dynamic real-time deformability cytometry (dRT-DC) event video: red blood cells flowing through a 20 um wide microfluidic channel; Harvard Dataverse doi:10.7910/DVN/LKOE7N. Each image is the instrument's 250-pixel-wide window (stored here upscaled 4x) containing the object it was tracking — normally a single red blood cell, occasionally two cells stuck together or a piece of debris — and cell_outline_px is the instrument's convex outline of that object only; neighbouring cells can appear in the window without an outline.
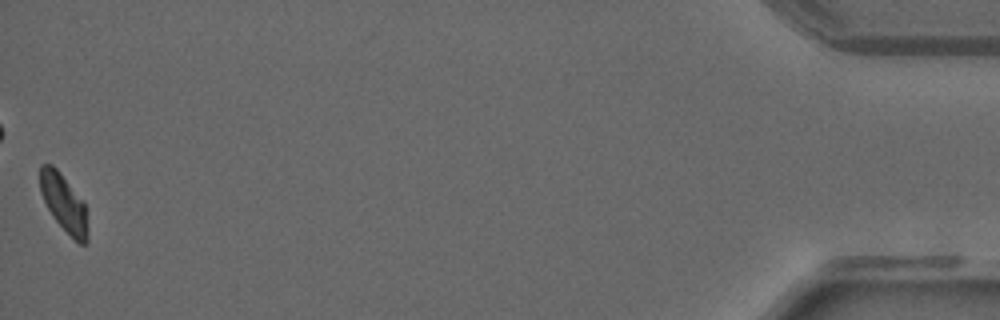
{"species": "common noctule bat (a hibernating species)", "species_latin": "Nyctalus noctula", "temperature_condition": "warm", "stored_images_in_passage": 46, "camera_frame_rate_fps": 3000, "um_per_image_px": 0.085, "animal": {"sex": "male", "forearm_length_mm": 52.5}, "frame": {"image": 1, "passage_image": 46, "time_ms": 15.0, "image_size_px": [1000, 320], "cell_outline_px": [[88, 240], [84, 244], [80, 244], [52, 216], [40, 192], [40, 164], [52, 164], [60, 172], [84, 200], [88, 232]], "centroid_in_image_um": [5.43, 17.22], "position_along_channel_um": 429.8, "area_um2": 15.84}}